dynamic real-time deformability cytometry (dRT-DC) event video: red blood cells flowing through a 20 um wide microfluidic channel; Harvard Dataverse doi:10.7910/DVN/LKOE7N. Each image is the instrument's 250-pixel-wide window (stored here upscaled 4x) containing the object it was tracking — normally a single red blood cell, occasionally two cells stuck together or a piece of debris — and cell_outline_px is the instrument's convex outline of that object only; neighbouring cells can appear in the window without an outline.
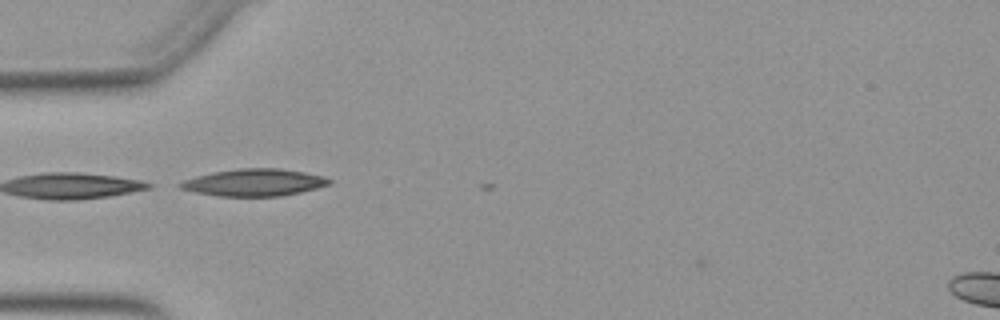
{"species": "Egyptian fruit bat (a non-hibernating species)", "species_latin": "Rousettus aegyptiacus", "temperature_condition": "warm", "stored_images_in_passage": 13, "camera_frame_rate_fps": 3000, "um_per_image_px": 0.085, "animal": {"sex": "female"}, "frame": {"image": 1, "passage_image": 12, "time_ms": 3.667, "image_size_px": [1000, 320], "cell_outline_px": [[332, 184], [300, 192], [280, 196], [220, 196], [196, 192], [180, 188], [176, 184], [184, 180], [196, 176], [212, 172], [240, 168], [280, 168], [304, 172], [324, 176], [332, 180]], "centroid_in_image_um": [21.62, 15.5], "position_along_channel_um": 63.4, "area_um2": 23.52}}